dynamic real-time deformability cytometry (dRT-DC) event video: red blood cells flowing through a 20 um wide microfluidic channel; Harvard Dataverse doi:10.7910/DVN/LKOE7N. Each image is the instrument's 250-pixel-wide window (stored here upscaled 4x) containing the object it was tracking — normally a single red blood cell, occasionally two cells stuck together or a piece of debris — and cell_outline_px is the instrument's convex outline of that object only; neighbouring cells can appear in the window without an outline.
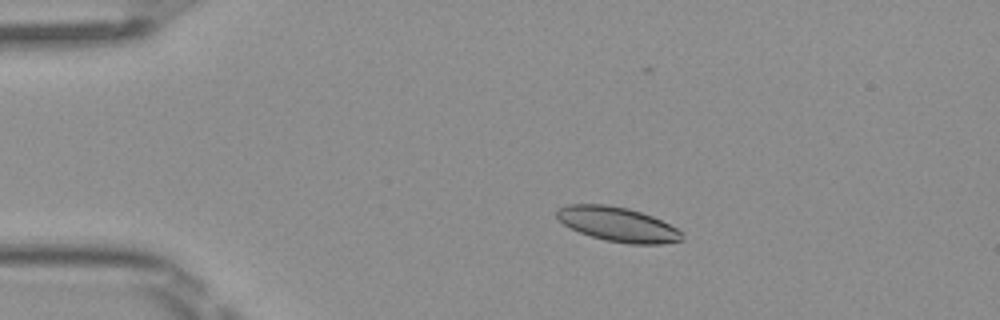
{"species": "Egyptian fruit bat (a non-hibernating species)", "species_latin": "Rousettus aegyptiacus", "temperature_condition": "room temperature", "stored_images_in_passage": 6, "camera_frame_rate_fps": 3000, "um_per_image_px": 0.085, "frame": {"image": 1, "passage_image": 3, "time_ms": 0.667, "image_size_px": [1000, 320], "cell_outline_px": [[684, 240], [660, 244], [628, 244], [604, 240], [580, 232], [564, 224], [556, 216], [556, 212], [560, 208], [568, 204], [604, 204], [628, 208], [652, 216], [684, 232]], "centroid_in_image_um": [52.54, 19.07], "position_along_channel_um": 32.5, "area_um2": 25.03}}
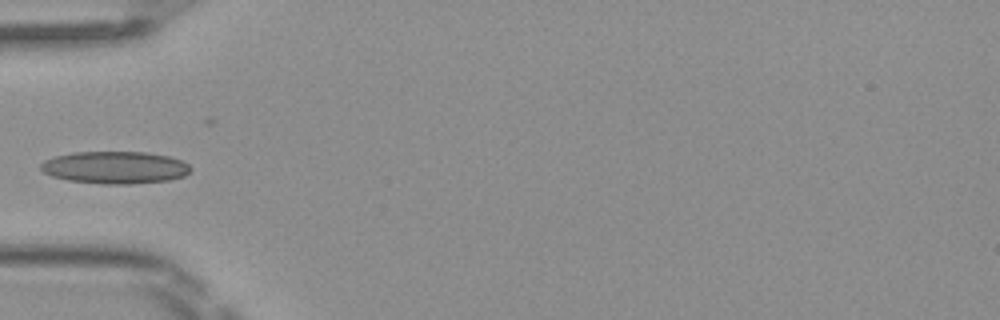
{"frame": {"image": 2, "passage_image": 5, "time_ms": 1.333, "image_size_px": [1000, 320], "cell_outline_px": [[192, 168], [184, 176], [168, 180], [132, 184], [104, 184], [68, 180], [52, 176], [44, 172], [40, 168], [40, 164], [44, 160], [56, 156], [72, 152], [144, 152], [168, 156], [180, 160], [188, 164]], "centroid_in_image_um": [9.76, 14.24], "position_along_channel_um": 75.2, "area_um2": 28.15}}
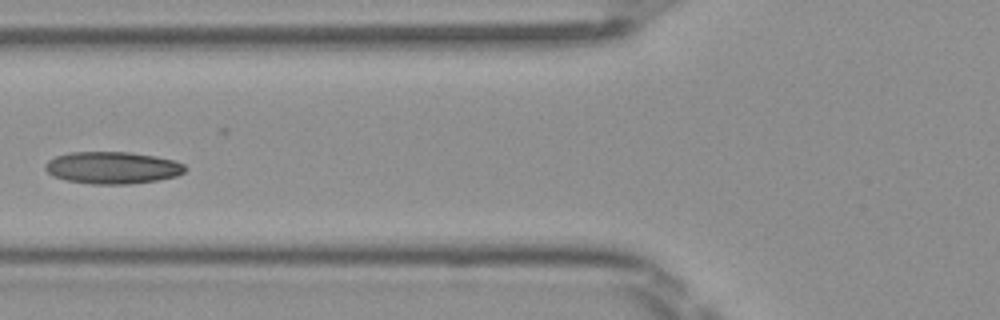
{"frame": {"image": 3, "passage_image": 6, "time_ms": 1.667, "image_size_px": [1000, 320], "cell_outline_px": [[188, 168], [184, 172], [176, 176], [156, 180], [128, 184], [92, 184], [68, 180], [52, 176], [44, 168], [44, 164], [48, 160], [56, 156], [72, 152], [128, 152], [156, 156], [172, 160], [184, 164]], "centroid_in_image_um": [9.55, 14.25], "position_along_channel_um": 116.2, "area_um2": 26.07}}